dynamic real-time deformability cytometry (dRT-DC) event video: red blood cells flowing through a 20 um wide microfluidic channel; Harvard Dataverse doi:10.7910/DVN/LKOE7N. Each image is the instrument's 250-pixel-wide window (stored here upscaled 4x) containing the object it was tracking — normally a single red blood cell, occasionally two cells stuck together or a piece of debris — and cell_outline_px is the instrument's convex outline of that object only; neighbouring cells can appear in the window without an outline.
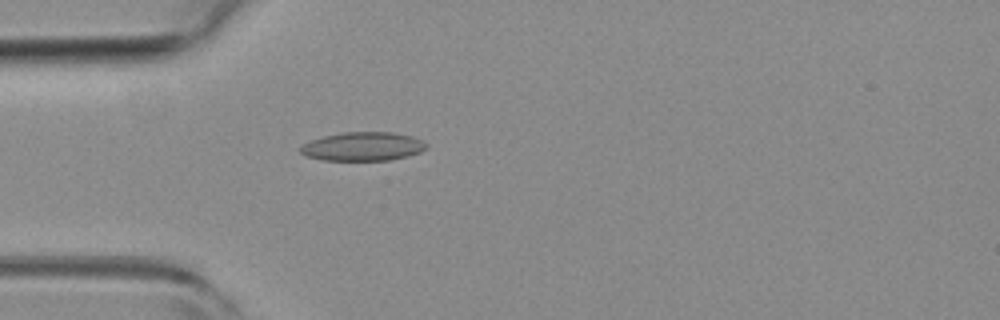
{"species": "common noctule bat (a hibernating species)", "species_latin": "Nyctalus noctula", "temperature_condition": "room temperature", "stored_images_in_passage": 36, "camera_frame_rate_fps": 3000, "um_per_image_px": 0.085, "animal": {"sex": "female", "body_mass_g": 19.3, "forearm_length_mm": 54.1}, "frame": {"image": 1, "passage_image": 3, "time_ms": 0.667, "image_size_px": [1000, 320], "cell_outline_px": [[428, 148], [420, 152], [408, 156], [388, 160], [324, 160], [304, 156], [300, 152], [300, 148], [304, 144], [312, 140], [324, 136], [344, 132], [392, 132], [412, 136], [424, 140], [428, 144]], "centroid_in_image_um": [30.89, 12.45], "position_along_channel_um": 54.1, "area_um2": 21.15}}
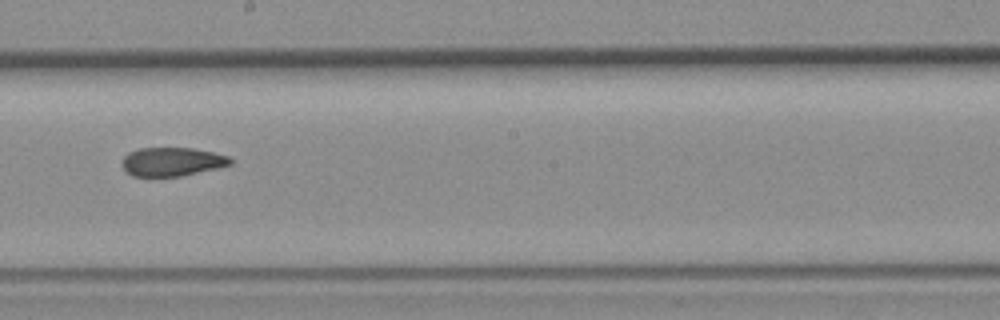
{"frame": {"image": 2, "passage_image": 17, "time_ms": 5.333, "image_size_px": [1000, 320], "cell_outline_px": [[232, 164], [216, 168], [180, 176], [132, 176], [120, 164], [124, 156], [128, 152], [140, 148], [192, 148], [212, 152], [228, 156], [232, 160]], "centroid_in_image_um": [14.59, 13.74], "position_along_channel_um": 233.6, "area_um2": 17.98}}
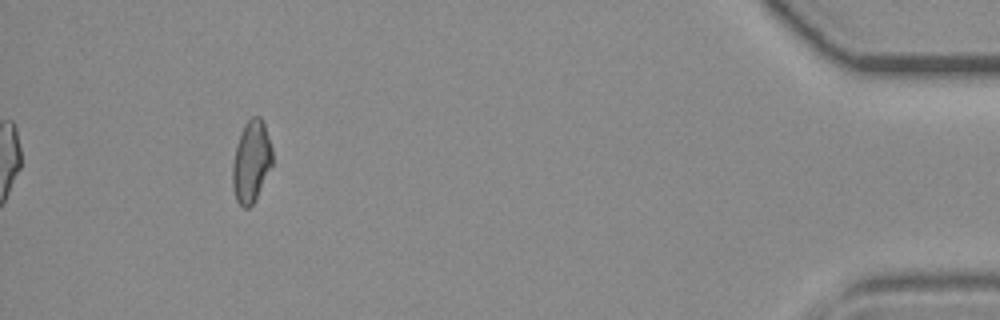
{"frame": {"image": 3, "passage_image": 36, "time_ms": 11.667, "image_size_px": [1000, 320], "cell_outline_px": [[272, 164], [252, 204], [248, 208], [244, 208], [236, 200], [232, 184], [232, 164], [236, 148], [244, 124], [252, 116], [260, 116], [264, 120], [272, 148]], "centroid_in_image_um": [21.36, 13.68], "position_along_channel_um": 413.8, "area_um2": 18.73}, "authors_computed_cell_mechanics": {"area_um2": 19.2185, "velocity_mm_per_s": 3.9573, "shape_relaxation_time_tau1_ms": null, "shape_relaxation_time_tau2_ms": 5.3598, "deformation_change_tau1": null, "deformation_change_tau2": 0.1123}}